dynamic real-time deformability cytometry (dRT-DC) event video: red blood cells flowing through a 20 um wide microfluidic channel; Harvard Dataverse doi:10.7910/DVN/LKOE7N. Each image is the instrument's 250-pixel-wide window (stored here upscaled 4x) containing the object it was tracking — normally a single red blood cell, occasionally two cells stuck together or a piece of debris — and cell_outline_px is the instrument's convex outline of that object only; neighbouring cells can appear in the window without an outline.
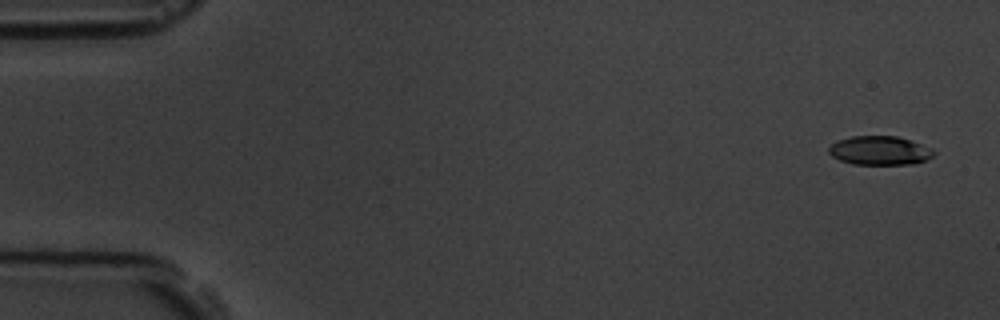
{"species": "common noctule bat (a hibernating species)", "species_latin": "Nyctalus noctula", "temperature_condition": "room temperature", "stored_images_in_passage": 5, "camera_frame_rate_fps": 3000, "um_per_image_px": 0.085, "animal": {"sex": "male", "body_mass_g": 19.5, "forearm_length_mm": 54.6}, "frame": {"image": 1, "passage_image": 1, "time_ms": 0.0, "image_size_px": [1000, 320], "cell_outline_px": [[936, 152], [932, 156], [924, 160], [912, 164], [852, 164], [840, 160], [832, 156], [828, 152], [828, 148], [836, 140], [852, 136], [896, 136], [912, 140], [932, 148]], "centroid_in_image_um": [74.77, 12.78], "position_along_channel_um": 10.2, "area_um2": 17.74}}
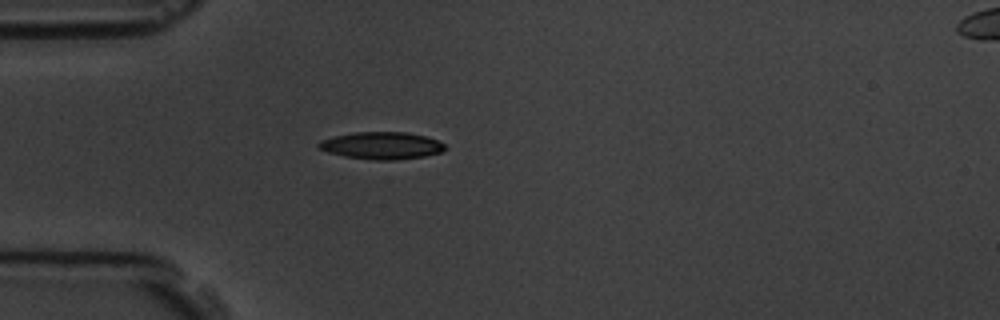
{"frame": {"image": 2, "passage_image": 5, "time_ms": 4.667, "image_size_px": [1000, 320], "cell_outline_px": [[444, 148], [440, 152], [424, 156], [396, 160], [376, 160], [344, 156], [328, 152], [320, 148], [316, 144], [320, 140], [332, 136], [352, 132], [408, 132], [428, 136], [444, 144]], "centroid_in_image_um": [32.41, 12.36], "position_along_channel_um": 52.6, "area_um2": 20.06}}